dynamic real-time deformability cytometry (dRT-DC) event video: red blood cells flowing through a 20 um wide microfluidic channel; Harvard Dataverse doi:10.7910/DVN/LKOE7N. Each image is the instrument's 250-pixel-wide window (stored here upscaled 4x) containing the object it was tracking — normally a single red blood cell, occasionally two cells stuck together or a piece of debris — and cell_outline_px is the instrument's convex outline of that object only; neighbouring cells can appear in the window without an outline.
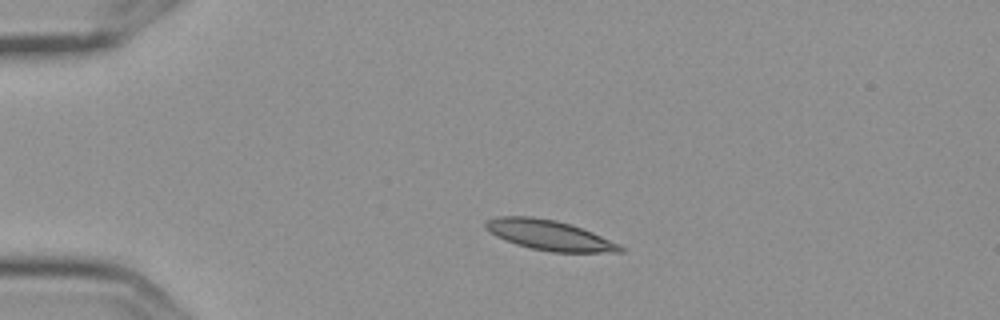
{"species": "Egyptian fruit bat (a non-hibernating species)", "species_latin": "Rousettus aegyptiacus", "temperature_condition": "cold", "stored_images_in_passage": 3, "camera_frame_rate_fps": 3000, "um_per_image_px": 0.085, "frame": {"image": 1, "passage_image": 2, "time_ms": 0.333, "image_size_px": [1000, 320], "cell_outline_px": [[624, 252], [552, 252], [532, 248], [516, 244], [496, 236], [488, 232], [484, 228], [484, 224], [488, 220], [496, 216], [532, 216], [556, 220], [592, 232], [620, 244], [624, 248]], "centroid_in_image_um": [46.67, 19.98], "position_along_channel_um": 38.3, "area_um2": 23.47}}